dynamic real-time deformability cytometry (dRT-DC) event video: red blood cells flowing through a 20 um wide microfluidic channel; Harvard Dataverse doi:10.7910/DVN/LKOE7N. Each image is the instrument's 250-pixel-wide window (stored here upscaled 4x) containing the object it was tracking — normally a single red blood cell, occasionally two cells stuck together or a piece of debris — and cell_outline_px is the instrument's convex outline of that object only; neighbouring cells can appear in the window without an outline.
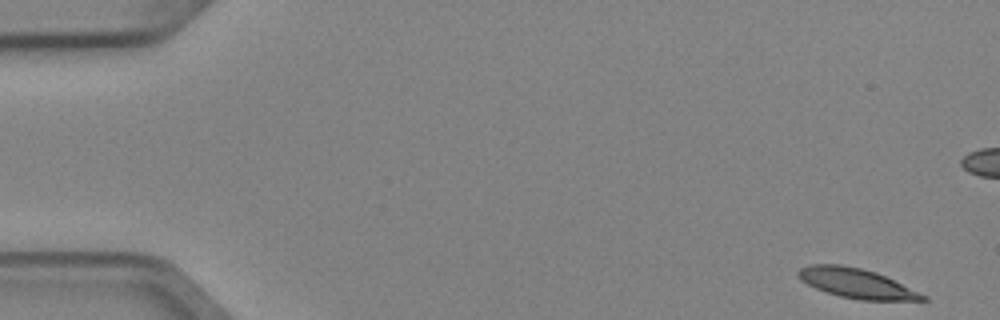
{"species": "Egyptian fruit bat (a non-hibernating species)", "species_latin": "Rousettus aegyptiacus", "temperature_condition": "cold", "stored_images_in_passage": 8, "camera_frame_rate_fps": 3000, "um_per_image_px": 0.085, "animal": {"sex": "female"}, "frame": {"image": 1, "passage_image": 1, "time_ms": 0.0, "image_size_px": [1000, 320], "cell_outline_px": [[928, 300], [860, 300], [840, 296], [816, 288], [800, 280], [796, 272], [800, 268], [812, 264], [840, 264], [860, 268], [876, 272], [928, 296]], "centroid_in_image_um": [72.79, 24.07], "position_along_channel_um": 12.2, "area_um2": 21.27}}
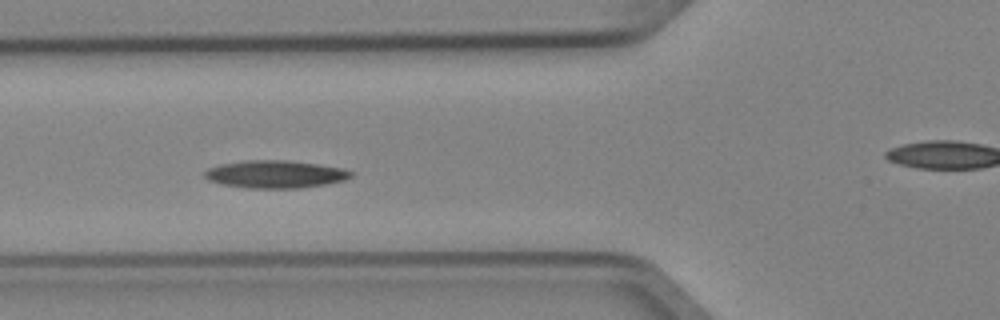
{"frame": {"image": 2, "passage_image": 5, "time_ms": 1.333, "image_size_px": [1000, 320], "cell_outline_px": [[352, 176], [344, 180], [324, 184], [300, 188], [248, 188], [220, 184], [208, 180], [204, 176], [204, 172], [208, 168], [220, 164], [244, 160], [288, 160], [320, 164], [340, 168], [352, 172]], "centroid_in_image_um": [23.35, 14.8], "position_along_channel_um": 102.4, "area_um2": 23.58}}
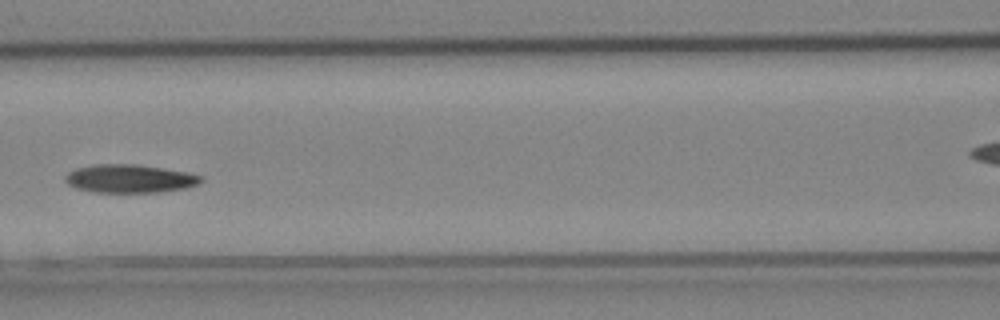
{"frame": {"image": 3, "passage_image": 6, "time_ms": 1.667, "image_size_px": [1000, 320], "cell_outline_px": [[204, 180], [196, 184], [184, 188], [156, 192], [92, 192], [76, 188], [68, 184], [64, 180], [64, 176], [68, 172], [76, 168], [92, 164], [136, 164], [184, 172], [204, 176]], "centroid_in_image_um": [10.96, 15.18], "position_along_channel_um": 155.6, "area_um2": 22.25}}